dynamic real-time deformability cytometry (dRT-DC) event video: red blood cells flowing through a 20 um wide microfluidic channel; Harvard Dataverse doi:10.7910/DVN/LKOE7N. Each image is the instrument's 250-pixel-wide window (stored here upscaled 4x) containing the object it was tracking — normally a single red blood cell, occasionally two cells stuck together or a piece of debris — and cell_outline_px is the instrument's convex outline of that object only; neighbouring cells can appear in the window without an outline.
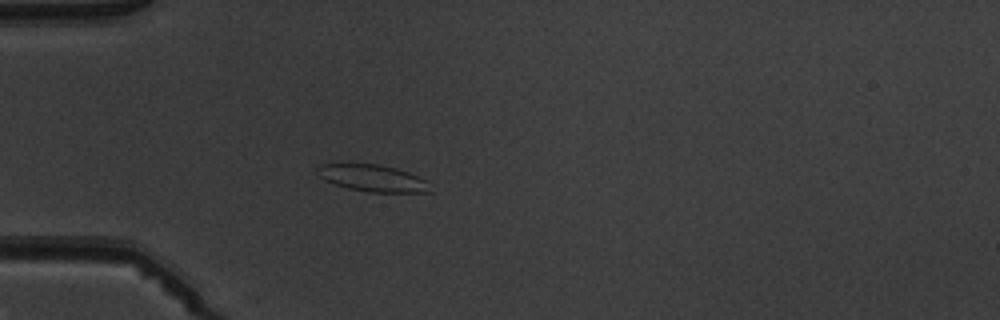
{"species": "common noctule bat (a hibernating species)", "species_latin": "Nyctalus noctula", "temperature_condition": "warm", "stored_images_in_passage": 3, "camera_frame_rate_fps": 3000, "um_per_image_px": 0.085, "animal": {"sex": "male", "body_mass_g": 19.5, "forearm_length_mm": 54.6}, "frame": {"image": 1, "passage_image": 3, "time_ms": 2.333, "image_size_px": [1000, 320], "cell_outline_px": [[432, 192], [368, 192], [348, 188], [324, 180], [316, 172], [316, 168], [320, 164], [380, 164], [396, 168], [408, 172], [428, 180]], "centroid_in_image_um": [31.7, 15.14], "position_along_channel_um": 53.3, "area_um2": 17.69}}